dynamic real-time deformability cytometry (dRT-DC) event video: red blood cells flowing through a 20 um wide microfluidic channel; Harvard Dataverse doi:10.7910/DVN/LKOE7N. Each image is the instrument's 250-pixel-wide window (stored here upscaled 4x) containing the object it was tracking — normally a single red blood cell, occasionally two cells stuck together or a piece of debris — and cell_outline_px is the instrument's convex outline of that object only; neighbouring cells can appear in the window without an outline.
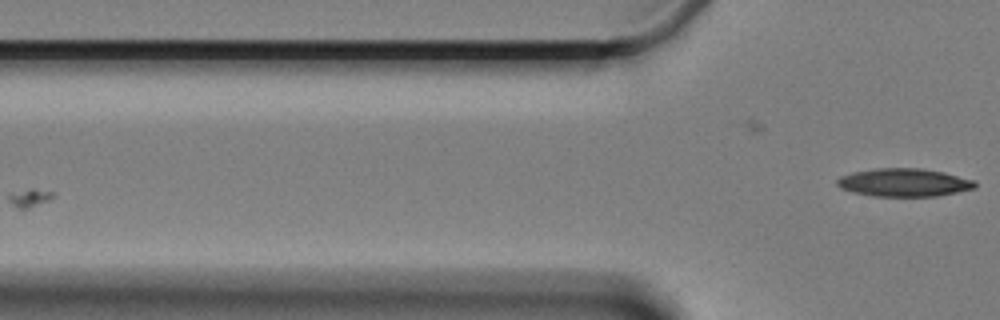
{"species": "Egyptian fruit bat (a non-hibernating species)", "species_latin": "Rousettus aegyptiacus", "temperature_condition": "cold", "stored_images_in_passage": 4, "camera_frame_rate_fps": 3000, "um_per_image_px": 0.085, "animal": {"sex": "female"}, "frame": {"image": 1, "passage_image": 4, "time_ms": 3.667, "image_size_px": [1000, 320], "cell_outline_px": [[976, 188], [936, 196], [872, 196], [852, 192], [840, 188], [836, 184], [836, 180], [840, 176], [852, 172], [876, 168], [920, 168], [944, 172], [972, 180], [976, 184]], "centroid_in_image_um": [76.79, 15.51], "position_along_channel_um": 49.0, "area_um2": 22.54}}